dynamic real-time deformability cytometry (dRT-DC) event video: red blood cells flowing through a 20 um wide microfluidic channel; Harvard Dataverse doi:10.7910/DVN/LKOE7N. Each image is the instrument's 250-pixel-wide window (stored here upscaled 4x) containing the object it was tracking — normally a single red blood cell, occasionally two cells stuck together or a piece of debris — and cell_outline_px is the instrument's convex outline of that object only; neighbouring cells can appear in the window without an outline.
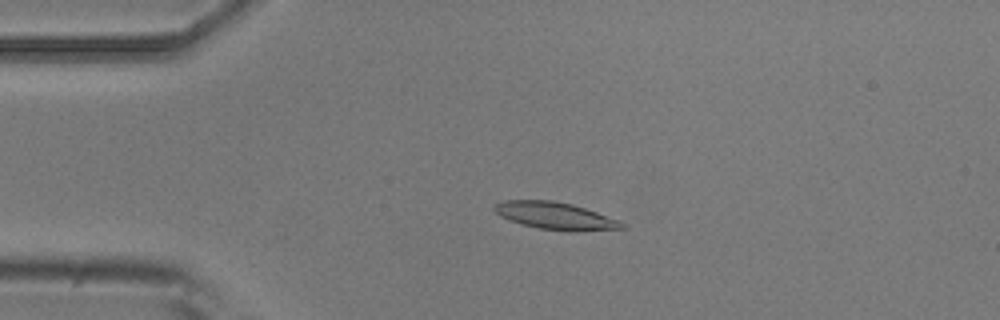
{"species": "common noctule bat (a hibernating species)", "species_latin": "Nyctalus noctula", "temperature_condition": "room temperature", "stored_images_in_passage": 51, "camera_frame_rate_fps": 3000, "um_per_image_px": 0.085, "animal": {"sex": "male", "body_mass_g": 20.5, "forearm_length_mm": 52.5}, "frame": {"image": 1, "passage_image": 9, "time_ms": 2.667, "image_size_px": [1000, 320], "cell_outline_px": [[628, 228], [540, 228], [520, 224], [508, 220], [500, 216], [492, 208], [496, 204], [504, 200], [552, 200], [572, 204], [620, 220]], "centroid_in_image_um": [47.07, 18.28], "position_along_channel_um": 37.9, "area_um2": 19.07}}
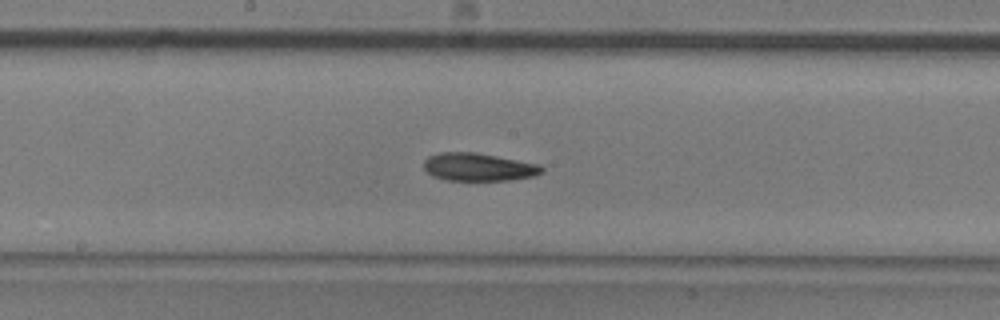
{"frame": {"image": 2, "passage_image": 25, "time_ms": 8.0, "image_size_px": [1000, 320], "cell_outline_px": [[544, 172], [536, 176], [508, 180], [444, 180], [432, 176], [424, 168], [424, 160], [428, 156], [440, 152], [476, 152], [540, 164], [544, 168]], "centroid_in_image_um": [40.69, 14.19], "position_along_channel_um": 207.5, "area_um2": 19.36}}
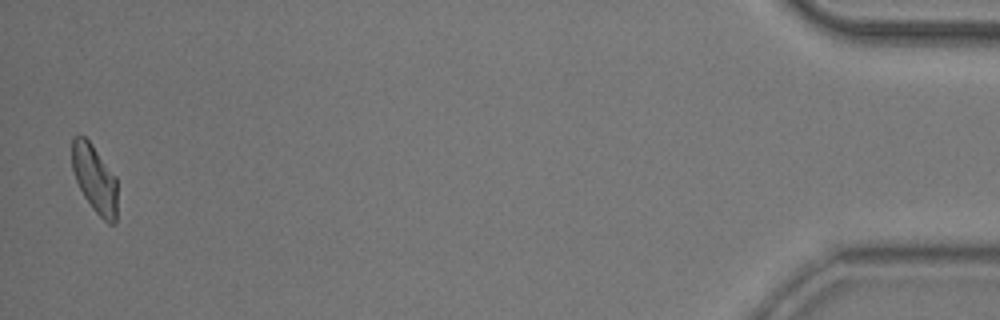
{"frame": {"image": 3, "passage_image": 50, "time_ms": 16.333, "image_size_px": [1000, 320], "cell_outline_px": [[116, 220], [112, 224], [108, 224], [92, 208], [84, 196], [76, 180], [72, 168], [72, 136], [84, 136], [92, 144], [116, 176]], "centroid_in_image_um": [8.04, 15.18], "position_along_channel_um": 427.2, "area_um2": 17.8}, "authors_computed_cell_mechanics": {"area_um2": 19.2474, "velocity_mm_per_s": 3.7294, "shape_relaxation_time_tau1_ms": 6.0723, "shape_relaxation_time_tau2_ms": null, "deformation_change_tau1": 0.1593, "deformation_change_tau2": null}}